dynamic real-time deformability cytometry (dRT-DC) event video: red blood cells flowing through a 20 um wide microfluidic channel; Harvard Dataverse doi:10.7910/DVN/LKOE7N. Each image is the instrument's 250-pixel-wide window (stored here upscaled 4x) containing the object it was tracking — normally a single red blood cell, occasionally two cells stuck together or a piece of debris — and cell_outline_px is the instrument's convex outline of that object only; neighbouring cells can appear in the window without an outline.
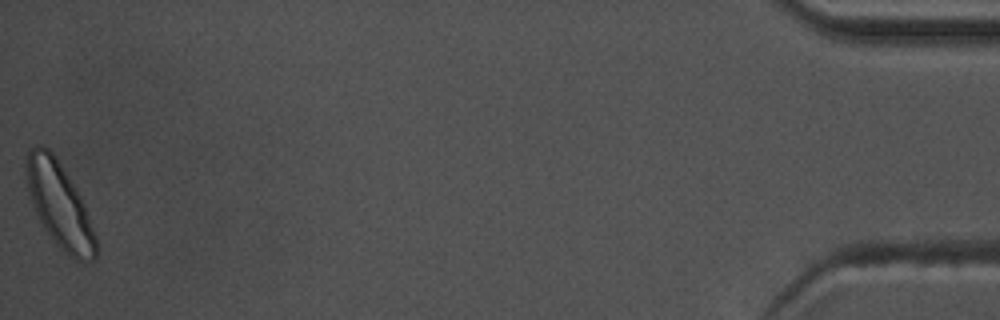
{"species": "common noctule bat (a hibernating species)", "species_latin": "Nyctalus noctula", "temperature_condition": "warm", "stored_images_in_passage": 55, "camera_frame_rate_fps": 3000, "um_per_image_px": 0.085, "animal": {"sex": "male", "body_mass_g": 17.5, "forearm_length_mm": 52.3}, "frame": {"image": 1, "passage_image": 55, "time_ms": 18.0, "image_size_px": [1000, 320], "cell_outline_px": [[96, 260], [76, 260], [64, 252], [56, 244], [44, 228], [32, 204], [28, 192], [24, 168], [24, 160], [28, 148], [40, 144], [48, 148], [56, 156], [76, 188], [84, 204], [96, 236]], "centroid_in_image_um": [5.01, 17.36], "position_along_channel_um": 430.2, "area_um2": 34.62}, "authors_computed_cell_mechanics": {"area_um2": 23.12, "velocity_mm_per_s": 3.7024, "shape_relaxation_time_tau1_ms": 1.8988, "shape_relaxation_time_tau2_ms": 0.6233, "deformation_change_tau1": 0.0791, "deformation_change_tau2": 0.0456}}